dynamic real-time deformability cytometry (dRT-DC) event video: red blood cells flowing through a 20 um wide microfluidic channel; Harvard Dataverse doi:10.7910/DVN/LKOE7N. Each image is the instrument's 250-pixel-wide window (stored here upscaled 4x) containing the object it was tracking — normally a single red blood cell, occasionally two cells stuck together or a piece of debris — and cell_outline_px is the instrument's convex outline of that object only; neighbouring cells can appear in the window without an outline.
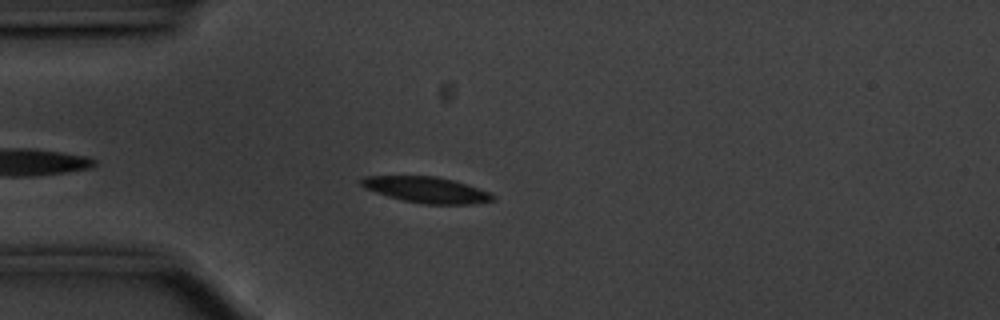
{"species": "common noctule bat (a hibernating species)", "species_latin": "Nyctalus noctula", "temperature_condition": "cold", "stored_images_in_passage": 45, "camera_frame_rate_fps": 3000, "um_per_image_px": 0.085, "animal": {"sex": "male", "body_mass_g": 20.1, "forearm_length_mm": 53.5}, "frame": {"image": 1, "passage_image": 3, "time_ms": 0.667, "image_size_px": [1000, 320], "cell_outline_px": [[496, 200], [472, 204], [424, 204], [404, 200], [388, 196], [376, 192], [360, 184], [360, 180], [364, 176], [436, 176], [468, 184], [492, 192], [496, 196]], "centroid_in_image_um": [36.34, 16.13], "position_along_channel_um": 48.7, "area_um2": 19.88}}
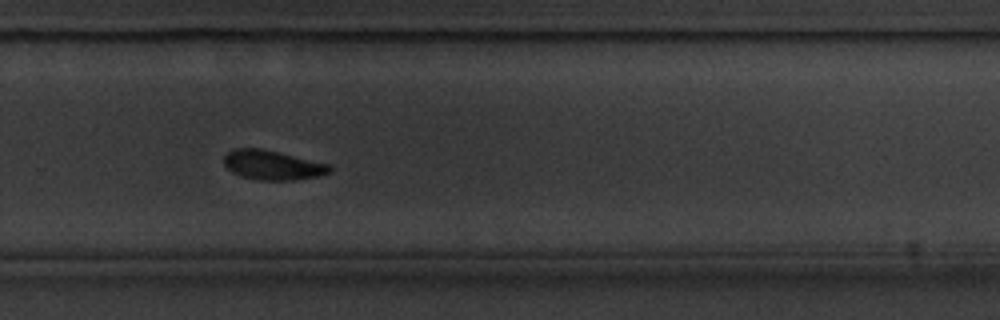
{"frame": {"image": 2, "passage_image": 26, "time_ms": 8.333, "image_size_px": [1000, 320], "cell_outline_px": [[332, 172], [316, 176], [292, 180], [260, 180], [240, 176], [232, 172], [224, 164], [224, 156], [232, 148], [260, 148], [332, 164]], "centroid_in_image_um": [23.18, 14.02], "position_along_channel_um": 306.6, "area_um2": 18.21}}
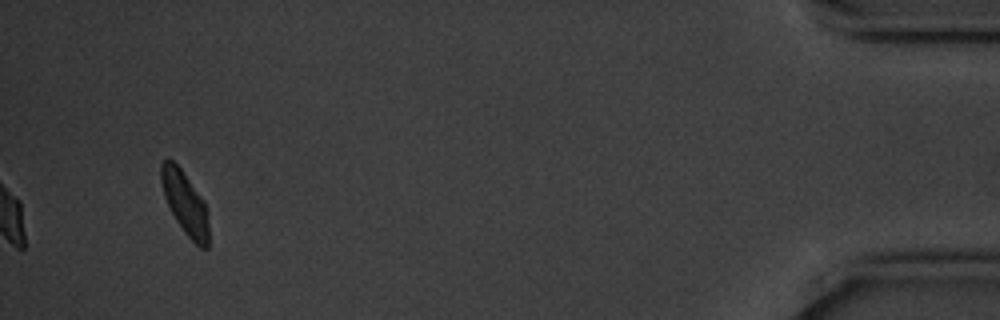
{"frame": {"image": 3, "passage_image": 42, "time_ms": 13.667, "image_size_px": [1000, 320], "cell_outline_px": [[208, 248], [200, 248], [184, 232], [176, 220], [164, 196], [160, 180], [160, 164], [168, 156], [180, 168], [204, 200], [208, 208]], "centroid_in_image_um": [15.73, 17.23], "position_along_channel_um": 419.5, "area_um2": 17.51}, "authors_computed_cell_mechanics": {"area_um2": 19.074, "velocity_mm_per_s": 3.5226, "shape_relaxation_time_tau1_ms": 2.0987, "shape_relaxation_time_tau2_ms": null, "deformation_change_tau1": 0.1073, "deformation_change_tau2": null}}